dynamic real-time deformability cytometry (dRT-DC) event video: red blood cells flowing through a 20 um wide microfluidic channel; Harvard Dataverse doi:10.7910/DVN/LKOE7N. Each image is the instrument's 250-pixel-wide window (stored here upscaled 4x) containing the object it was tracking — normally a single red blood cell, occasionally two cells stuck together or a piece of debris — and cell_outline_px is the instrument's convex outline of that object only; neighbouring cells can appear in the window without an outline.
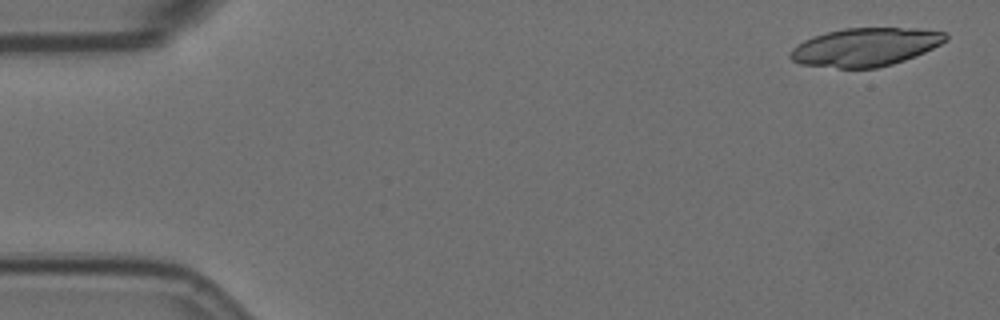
{"species": "Egyptian fruit bat (a non-hibernating species)", "species_latin": "Rousettus aegyptiacus", "temperature_condition": "room temperature", "stored_images_in_passage": 5, "camera_frame_rate_fps": 3000, "um_per_image_px": 0.085, "animal": {"sex": "female"}, "frame": {"image": 1, "passage_image": 1, "time_ms": 0.0, "image_size_px": [1000, 320], "cell_outline_px": [[948, 40], [924, 52], [904, 60], [892, 64], [876, 68], [836, 68], [800, 64], [792, 60], [788, 56], [792, 48], [796, 44], [804, 40], [828, 32], [844, 28], [916, 28], [948, 32]], "centroid_in_image_um": [73.56, 4.0], "position_along_channel_um": 11.4, "area_um2": 34.68}}